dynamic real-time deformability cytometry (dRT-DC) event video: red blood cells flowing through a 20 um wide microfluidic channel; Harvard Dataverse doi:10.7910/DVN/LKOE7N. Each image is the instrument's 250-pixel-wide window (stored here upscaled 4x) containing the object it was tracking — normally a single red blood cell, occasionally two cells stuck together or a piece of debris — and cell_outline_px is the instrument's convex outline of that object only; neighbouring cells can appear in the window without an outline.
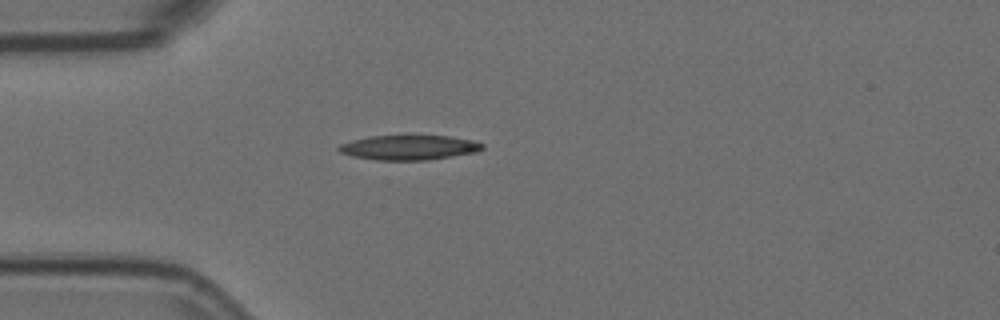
{"species": "Egyptian fruit bat (a non-hibernating species)", "species_latin": "Rousettus aegyptiacus", "temperature_condition": "room temperature", "stored_images_in_passage": 1, "camera_frame_rate_fps": 3000, "um_per_image_px": 0.085, "animal": {"sex": "female"}, "frame": {"image": 1, "passage_image": 1, "time_ms": 0.0, "image_size_px": [1000, 320], "cell_outline_px": [[484, 148], [476, 152], [428, 160], [376, 160], [352, 156], [340, 152], [336, 148], [340, 144], [352, 140], [368, 136], [448, 136], [472, 140], [484, 144]], "centroid_in_image_um": [34.74, 12.54], "position_along_channel_um": 50.3, "area_um2": 20.63}}